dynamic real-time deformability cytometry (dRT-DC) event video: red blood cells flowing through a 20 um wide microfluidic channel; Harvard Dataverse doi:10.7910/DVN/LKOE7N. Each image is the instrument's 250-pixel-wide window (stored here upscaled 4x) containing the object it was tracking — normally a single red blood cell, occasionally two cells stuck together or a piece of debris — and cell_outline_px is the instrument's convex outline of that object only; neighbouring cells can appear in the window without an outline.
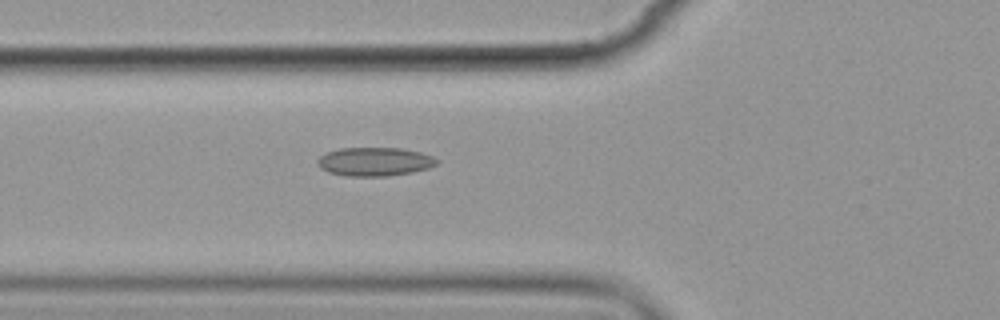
{"species": "common noctule bat (a hibernating species)", "species_latin": "Nyctalus noctula", "temperature_condition": "cold", "stored_images_in_passage": 3, "camera_frame_rate_fps": 3000, "um_per_image_px": 0.085, "animal": {"sex": "female", "body_mass_g": 19.9}, "frame": {"image": 1, "passage_image": 3, "time_ms": 2.333, "image_size_px": [1000, 320], "cell_outline_px": [[440, 160], [436, 164], [428, 168], [412, 172], [388, 176], [348, 176], [328, 172], [320, 168], [316, 164], [316, 160], [320, 156], [328, 152], [340, 148], [400, 148], [420, 152], [432, 156]], "centroid_in_image_um": [31.83, 13.74], "position_along_channel_um": 94.0, "area_um2": 19.94}}